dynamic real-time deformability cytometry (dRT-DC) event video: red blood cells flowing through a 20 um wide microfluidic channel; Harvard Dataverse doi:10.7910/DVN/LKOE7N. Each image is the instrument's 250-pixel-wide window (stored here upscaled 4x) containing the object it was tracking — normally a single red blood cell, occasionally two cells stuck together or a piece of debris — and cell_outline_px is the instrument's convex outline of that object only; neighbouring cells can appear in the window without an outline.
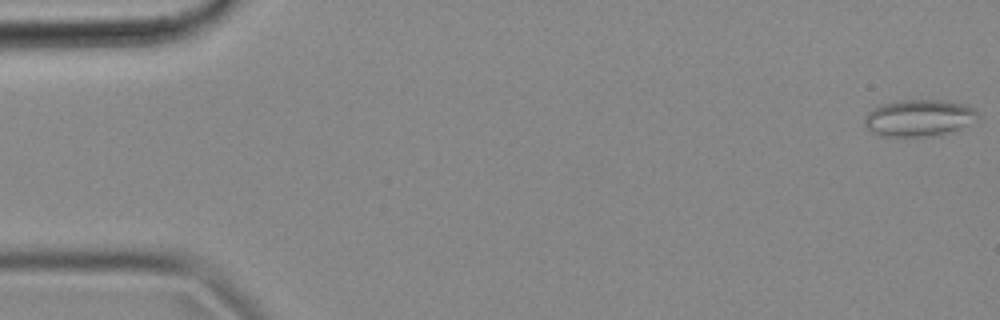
{"species": "common noctule bat (a hibernating species)", "species_latin": "Nyctalus noctula", "temperature_condition": "cold", "stored_images_in_passage": 7, "camera_frame_rate_fps": 3000, "um_per_image_px": 0.085, "animal": {"sex": "female", "body_mass_g": 18.4}, "frame": {"image": 1, "passage_image": 1, "time_ms": 0.0, "image_size_px": [1000, 320], "cell_outline_px": [[980, 116], [968, 124], [944, 132], [924, 136], [880, 136], [872, 132], [864, 124], [864, 116], [872, 108], [880, 104], [900, 100], [944, 100], [968, 104]], "centroid_in_image_um": [78.05, 9.99], "position_along_channel_um": 7.0, "area_um2": 23.99}}